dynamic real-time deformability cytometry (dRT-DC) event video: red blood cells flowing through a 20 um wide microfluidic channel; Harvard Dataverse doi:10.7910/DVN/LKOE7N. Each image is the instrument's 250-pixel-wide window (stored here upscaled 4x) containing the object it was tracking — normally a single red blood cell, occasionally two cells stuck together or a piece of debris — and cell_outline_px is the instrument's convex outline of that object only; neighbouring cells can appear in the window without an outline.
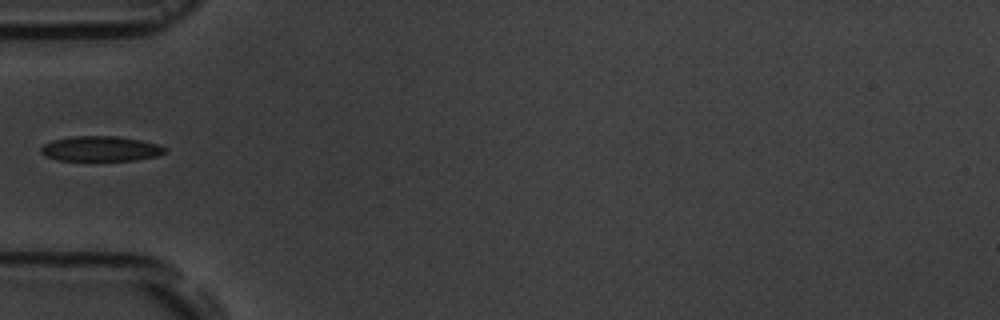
{"species": "common noctule bat (a hibernating species)", "species_latin": "Nyctalus noctula", "temperature_condition": "room temperature", "stored_images_in_passage": 6, "camera_frame_rate_fps": 3000, "um_per_image_px": 0.085, "animal": {"sex": "male", "body_mass_g": 19.5, "forearm_length_mm": 54.6}, "frame": {"image": 1, "passage_image": 5, "time_ms": 4.667, "image_size_px": [1000, 320], "cell_outline_px": [[168, 152], [156, 156], [136, 160], [56, 160], [44, 156], [40, 152], [40, 148], [44, 144], [52, 140], [72, 136], [116, 136], [140, 140], [160, 144], [168, 148]], "centroid_in_image_um": [8.57, 12.64], "position_along_channel_um": 76.4, "area_um2": 18.32}}
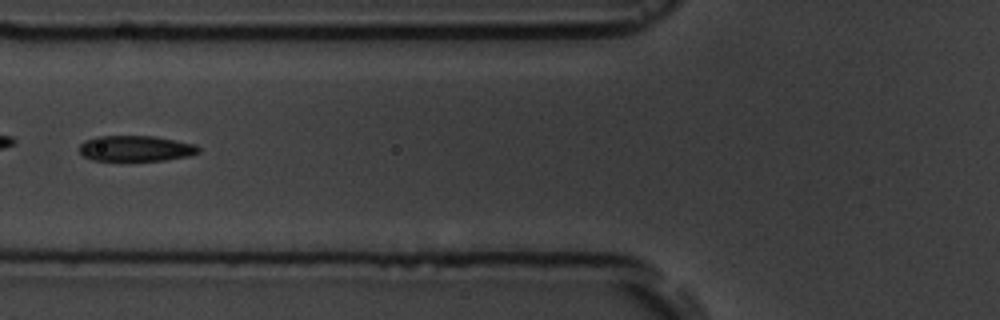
{"frame": {"image": 2, "passage_image": 6, "time_ms": 5.667, "image_size_px": [1000, 320], "cell_outline_px": [[200, 152], [188, 156], [164, 160], [92, 160], [84, 156], [80, 152], [80, 144], [84, 140], [96, 136], [156, 136], [196, 144], [200, 148]], "centroid_in_image_um": [11.55, 12.6], "position_along_channel_um": 114.2, "area_um2": 17.86}}